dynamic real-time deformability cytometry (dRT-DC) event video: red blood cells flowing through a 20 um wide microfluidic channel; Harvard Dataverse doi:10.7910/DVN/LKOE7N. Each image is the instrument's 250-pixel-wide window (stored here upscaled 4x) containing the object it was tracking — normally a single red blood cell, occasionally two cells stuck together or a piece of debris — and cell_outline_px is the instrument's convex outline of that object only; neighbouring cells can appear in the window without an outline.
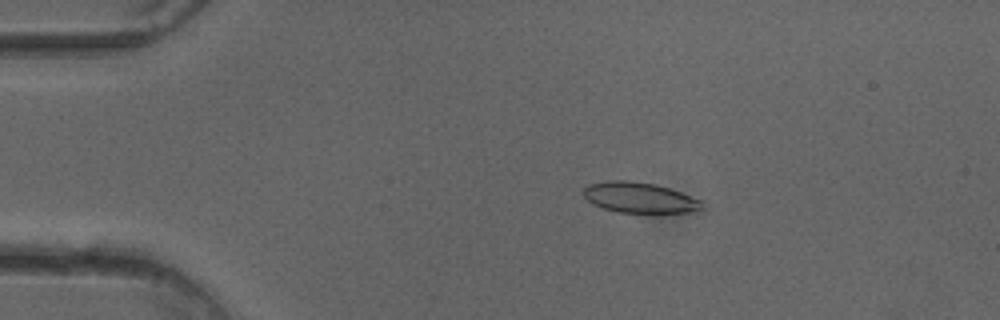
{"species": "common noctule bat (a hibernating species)", "species_latin": "Nyctalus noctula", "temperature_condition": "cold", "stored_images_in_passage": 51, "camera_frame_rate_fps": 3000, "um_per_image_px": 0.085, "animal": {"sex": "female"}, "frame": {"image": 1, "passage_image": 10, "time_ms": 3.0, "image_size_px": [1000, 320], "cell_outline_px": [[704, 208], [688, 212], [616, 212], [592, 204], [584, 196], [584, 188], [588, 184], [612, 180], [628, 180], [656, 184], [704, 200]], "centroid_in_image_um": [54.38, 16.79], "position_along_channel_um": 30.6, "area_um2": 21.04}}
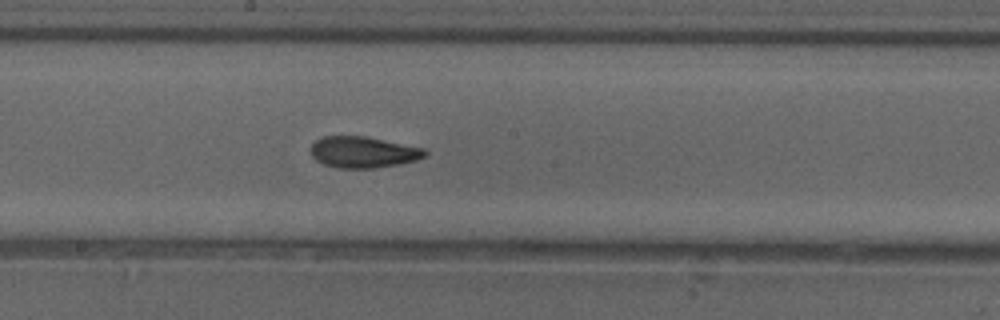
{"frame": {"image": 2, "passage_image": 28, "time_ms": 9.0, "image_size_px": [1000, 320], "cell_outline_px": [[428, 152], [424, 156], [416, 160], [400, 164], [372, 168], [340, 168], [324, 164], [316, 160], [312, 156], [312, 144], [320, 136], [364, 136], [424, 148]], "centroid_in_image_um": [30.86, 12.93], "position_along_channel_um": 217.3, "area_um2": 20.63}}
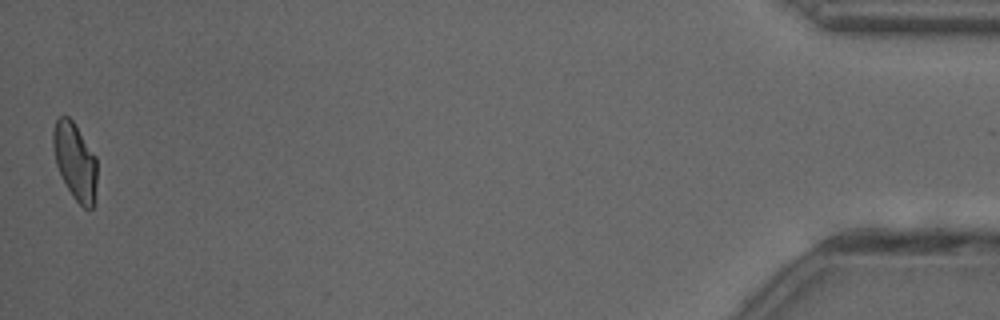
{"frame": {"image": 3, "passage_image": 51, "time_ms": 16.667, "image_size_px": [1000, 320], "cell_outline_px": [[96, 200], [92, 208], [84, 208], [72, 196], [60, 176], [56, 164], [52, 144], [52, 132], [56, 120], [60, 116], [68, 116], [72, 120], [96, 156]], "centroid_in_image_um": [6.37, 13.73], "position_along_channel_um": 428.8, "area_um2": 19.83}, "authors_computed_cell_mechanics": {"area_um2": 21.0392, "velocity_mm_per_s": 4.0219, "shape_relaxation_time_tau1_ms": 5.7757, "shape_relaxation_time_tau2_ms": 2.2622, "deformation_change_tau1": 0.1453, "deformation_change_tau2": 0.0833}}